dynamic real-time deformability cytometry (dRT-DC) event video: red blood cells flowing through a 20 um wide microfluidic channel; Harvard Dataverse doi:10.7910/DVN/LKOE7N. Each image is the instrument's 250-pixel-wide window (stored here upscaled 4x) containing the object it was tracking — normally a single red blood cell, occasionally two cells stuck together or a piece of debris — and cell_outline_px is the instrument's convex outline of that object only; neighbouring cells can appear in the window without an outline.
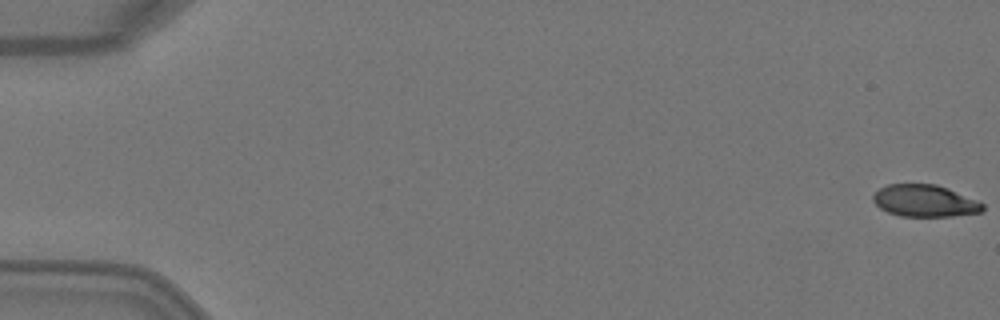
{"species": "Egyptian fruit bat (a non-hibernating species)", "species_latin": "Rousettus aegyptiacus", "temperature_condition": "warm", "stored_images_in_passage": 5, "camera_frame_rate_fps": 3000, "um_per_image_px": 0.085, "animal": {"sex": "female"}, "frame": {"image": 1, "passage_image": 1, "time_ms": 0.0, "image_size_px": [1000, 320], "cell_outline_px": [[984, 208], [980, 212], [952, 216], [900, 216], [888, 212], [880, 208], [872, 200], [872, 196], [880, 188], [888, 184], [936, 184], [948, 188], [976, 200], [984, 204]], "centroid_in_image_um": [78.58, 17.07], "position_along_channel_um": 6.4, "area_um2": 20.29}}
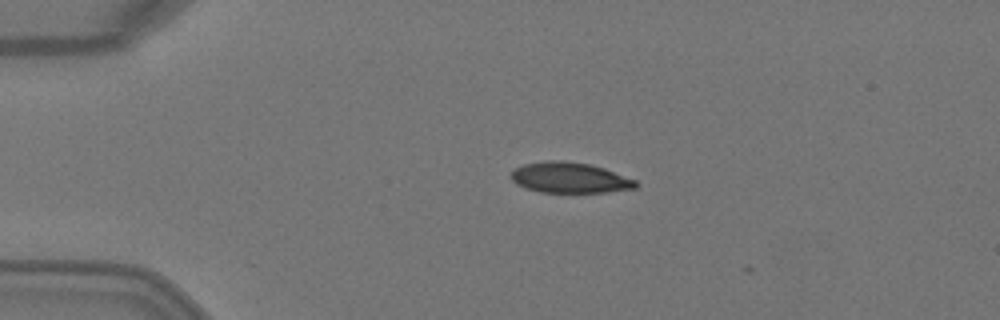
{"frame": {"image": 2, "passage_image": 4, "time_ms": 1.0, "image_size_px": [1000, 320], "cell_outline_px": [[640, 184], [636, 188], [604, 192], [540, 192], [524, 188], [516, 184], [508, 176], [516, 168], [524, 164], [544, 160], [564, 160], [588, 164], [604, 168], [636, 180]], "centroid_in_image_um": [48.4, 15.1], "position_along_channel_um": 36.6, "area_um2": 22.37}}